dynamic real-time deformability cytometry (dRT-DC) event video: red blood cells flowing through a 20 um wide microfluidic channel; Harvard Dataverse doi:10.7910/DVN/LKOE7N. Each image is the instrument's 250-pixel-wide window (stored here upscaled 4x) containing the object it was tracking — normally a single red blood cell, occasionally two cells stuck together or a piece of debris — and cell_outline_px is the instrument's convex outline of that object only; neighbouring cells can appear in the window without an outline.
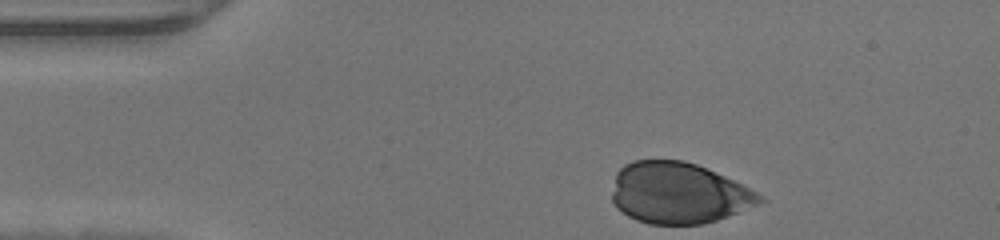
{"species": "human", "species_latin": "Homo sapiens", "temperature_condition": "warm", "stored_images_in_passage": 30, "camera_frame_rate_fps": 3000, "um_per_image_px": 0.085, "donor": {"sex": "male"}, "frame": {"image": 1, "passage_image": 1, "time_ms": 0.0, "image_size_px": [1000, 240], "cell_outline_px": [[768, 200], [728, 216], [704, 224], [648, 224], [636, 220], [628, 216], [616, 208], [612, 200], [612, 192], [616, 172], [624, 164], [632, 160], [684, 160], [696, 164], [724, 176], [756, 192]], "centroid_in_image_um": [57.63, 16.41], "position_along_channel_um": 27.4, "area_um2": 52.6}}
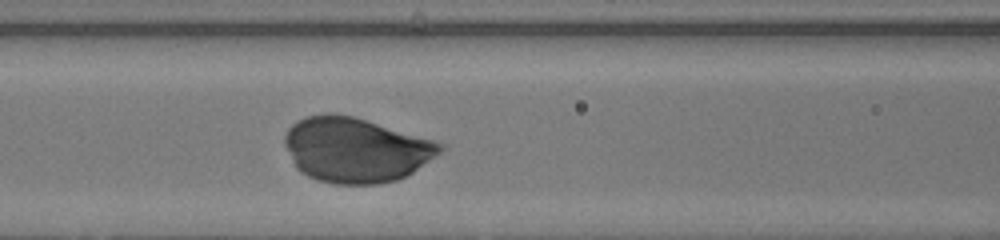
{"frame": {"image": 2, "passage_image": 13, "time_ms": 4.0, "image_size_px": [1000, 240], "cell_outline_px": [[444, 148], [440, 152], [412, 172], [396, 180], [380, 184], [332, 184], [316, 180], [300, 172], [296, 168], [284, 144], [284, 136], [288, 128], [296, 120], [304, 116], [324, 112], [332, 112], [352, 116], [432, 140], [444, 144]], "centroid_in_image_um": [30.16, 12.73], "position_along_channel_um": 136.4, "area_um2": 58.61}}
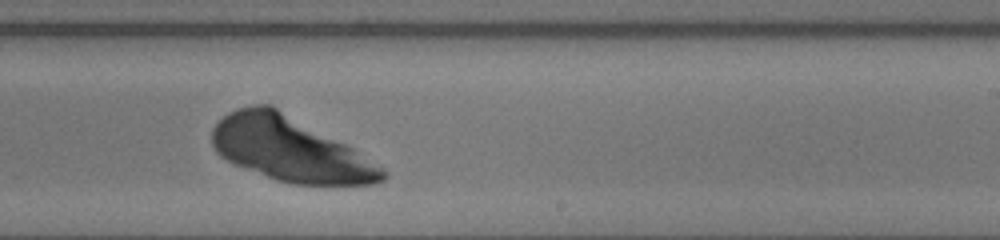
{"frame": {"image": 3, "passage_image": 22, "time_ms": 7.0, "image_size_px": [1000, 240], "cell_outline_px": [[388, 176], [384, 180], [372, 184], [292, 184], [276, 180], [236, 164], [220, 156], [216, 152], [212, 144], [212, 128], [228, 112], [236, 108], [252, 104], [268, 104], [276, 108], [352, 148], [384, 168], [388, 172]], "centroid_in_image_um": [24.62, 12.69], "position_along_channel_um": 264.4, "area_um2": 62.89}}